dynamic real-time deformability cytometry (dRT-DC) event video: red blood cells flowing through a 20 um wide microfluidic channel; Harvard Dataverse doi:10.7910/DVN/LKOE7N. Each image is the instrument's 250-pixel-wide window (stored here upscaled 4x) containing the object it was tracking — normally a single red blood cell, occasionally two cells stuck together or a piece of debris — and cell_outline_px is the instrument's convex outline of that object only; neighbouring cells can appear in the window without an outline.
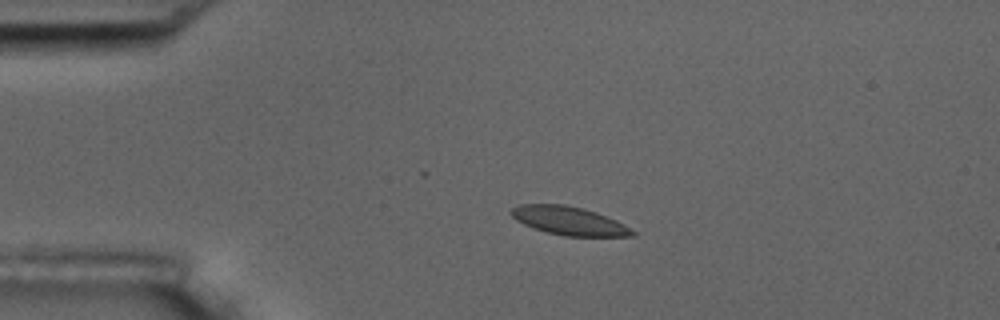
{"species": "common noctule bat (a hibernating species)", "species_latin": "Nyctalus noctula", "temperature_condition": "room temperature", "stored_images_in_passage": 2, "camera_frame_rate_fps": 3000, "um_per_image_px": 0.085, "animal": {"sex": "male", "body_mass_g": 17.5, "forearm_length_mm": 52.3}, "frame": {"image": 1, "passage_image": 1, "time_ms": 0.0, "image_size_px": [1000, 320], "cell_outline_px": [[636, 236], [564, 236], [532, 228], [516, 220], [508, 212], [512, 208], [520, 204], [564, 204], [584, 208], [596, 212], [616, 220], [624, 224], [636, 232]], "centroid_in_image_um": [48.36, 18.76], "position_along_channel_um": 36.6, "area_um2": 20.17}}